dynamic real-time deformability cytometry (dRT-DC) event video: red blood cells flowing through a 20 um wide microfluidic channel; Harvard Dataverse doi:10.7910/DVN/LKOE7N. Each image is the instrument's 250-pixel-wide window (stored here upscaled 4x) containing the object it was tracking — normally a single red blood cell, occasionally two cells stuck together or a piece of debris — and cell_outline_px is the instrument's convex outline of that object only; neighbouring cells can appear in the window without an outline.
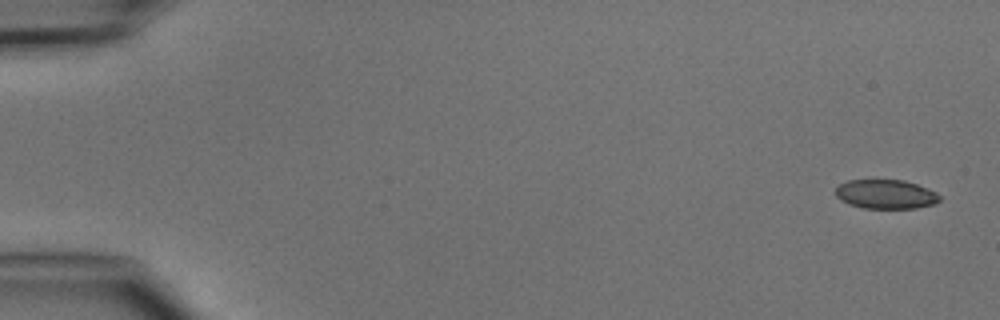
{"species": "common noctule bat (a hibernating species)", "species_latin": "Nyctalus noctula", "temperature_condition": "cold", "stored_images_in_passage": 5, "camera_frame_rate_fps": 3000, "um_per_image_px": 0.085, "animal": {"sex": "male", "body_mass_g": 15.6}, "frame": {"image": 1, "passage_image": 1, "time_ms": 0.0, "image_size_px": [1000, 320], "cell_outline_px": [[940, 200], [936, 204], [916, 208], [864, 208], [848, 204], [840, 200], [836, 196], [836, 188], [840, 184], [848, 180], [904, 180], [916, 184], [936, 192], [940, 196]], "centroid_in_image_um": [75.29, 16.51], "position_along_channel_um": 9.7, "area_um2": 17.69}}